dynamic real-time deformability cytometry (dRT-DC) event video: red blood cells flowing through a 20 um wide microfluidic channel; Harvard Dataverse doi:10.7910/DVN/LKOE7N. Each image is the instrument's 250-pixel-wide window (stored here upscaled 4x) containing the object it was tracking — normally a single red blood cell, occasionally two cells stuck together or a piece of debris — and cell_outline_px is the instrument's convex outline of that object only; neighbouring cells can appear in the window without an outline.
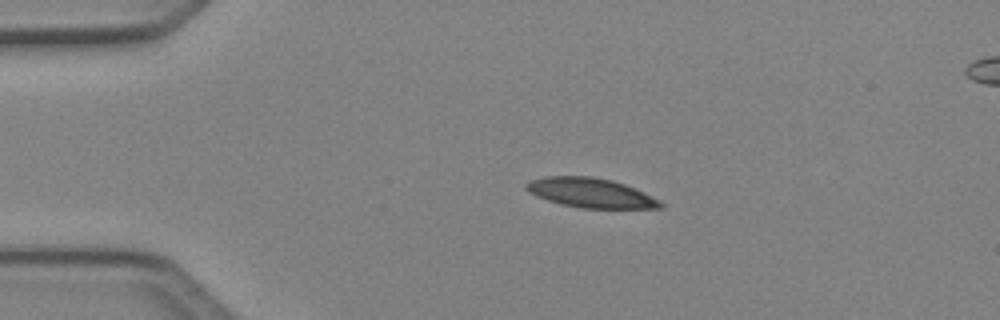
{"species": "Egyptian fruit bat (a non-hibernating species)", "species_latin": "Rousettus aegyptiacus", "temperature_condition": "cold", "stored_images_in_passage": 4, "segment_of_instrument_passage": [1, 2], "camera_frame_rate_fps": 3000, "um_per_image_px": 0.085, "animal": {"sex": "female"}, "frame": {"image": 1, "passage_image": 2, "time_ms": 0.333, "image_size_px": [1000, 320], "cell_outline_px": [[664, 208], [580, 208], [560, 204], [536, 196], [528, 192], [524, 188], [524, 184], [532, 180], [544, 176], [592, 176], [612, 180], [624, 184], [660, 200], [664, 204]], "centroid_in_image_um": [50.17, 16.39], "position_along_channel_um": 34.8, "area_um2": 23.12}}